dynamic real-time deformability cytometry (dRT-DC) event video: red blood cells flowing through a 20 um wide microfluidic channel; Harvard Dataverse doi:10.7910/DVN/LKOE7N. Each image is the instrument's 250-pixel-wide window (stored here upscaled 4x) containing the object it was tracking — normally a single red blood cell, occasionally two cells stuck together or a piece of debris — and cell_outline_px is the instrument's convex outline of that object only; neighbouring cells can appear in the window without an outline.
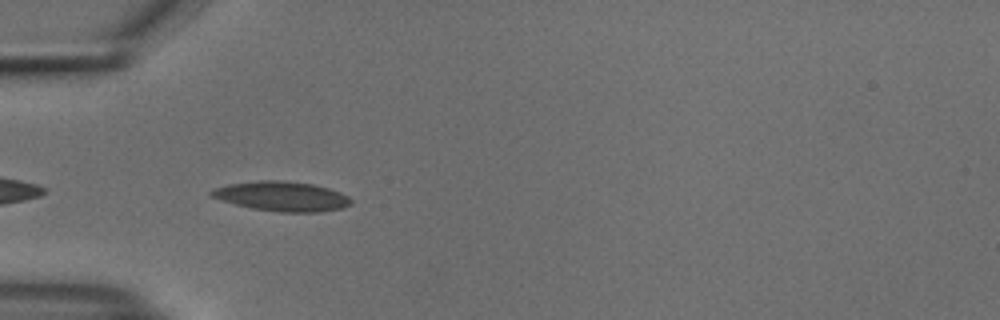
{"species": "common noctule bat (a hibernating species)", "species_latin": "Nyctalus noctula", "temperature_condition": "cold", "stored_images_in_passage": 37, "camera_frame_rate_fps": 3000, "um_per_image_px": 0.085, "animal": {"sex": "male", "body_mass_g": 18.8}, "frame": {"image": 1, "passage_image": 2, "time_ms": 0.333, "image_size_px": [1000, 320], "cell_outline_px": [[352, 204], [344, 208], [320, 212], [280, 212], [252, 208], [236, 204], [208, 196], [208, 192], [212, 188], [228, 184], [260, 180], [284, 180], [312, 184], [328, 188], [340, 192], [348, 196], [352, 200]], "centroid_in_image_um": [23.95, 16.68], "position_along_channel_um": 61.0, "area_um2": 24.33}}
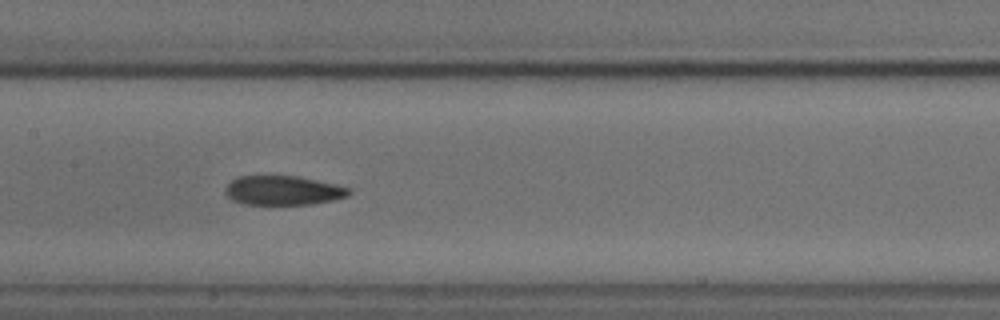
{"frame": {"image": 2, "passage_image": 12, "time_ms": 3.667, "image_size_px": [1000, 320], "cell_outline_px": [[352, 192], [348, 196], [332, 200], [312, 204], [244, 204], [232, 200], [224, 192], [224, 188], [232, 180], [240, 176], [300, 176], [352, 188]], "centroid_in_image_um": [24.08, 16.18], "position_along_channel_um": 183.3, "area_um2": 21.15}}
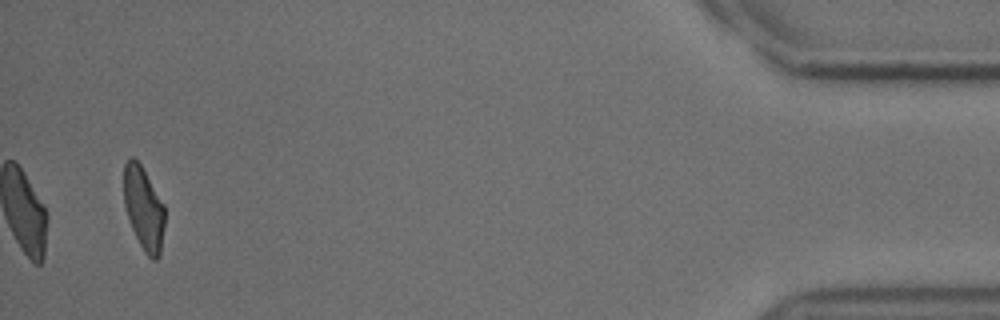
{"frame": {"image": 3, "passage_image": 37, "time_ms": 12.0, "image_size_px": [1000, 320], "cell_outline_px": [[164, 224], [160, 256], [156, 260], [152, 260], [144, 252], [132, 228], [124, 204], [124, 164], [132, 156], [140, 164], [164, 204]], "centroid_in_image_um": [12.22, 17.74], "position_along_channel_um": 423.0, "area_um2": 19.59}, "authors_computed_cell_mechanics": {"area_um2": 21.675, "velocity_mm_per_s": 3.7722, "shape_relaxation_time_tau1_ms": 10.3639, "shape_relaxation_time_tau2_ms": 4.7657, "deformation_change_tau1": 0.2115, "deformation_change_tau2": 0.1203}}